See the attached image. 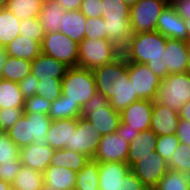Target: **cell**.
<instances>
[{
  "instance_id": "62",
  "label": "cell",
  "mask_w": 190,
  "mask_h": 190,
  "mask_svg": "<svg viewBox=\"0 0 190 190\" xmlns=\"http://www.w3.org/2000/svg\"><path fill=\"white\" fill-rule=\"evenodd\" d=\"M41 190H57V189H54L53 187L44 184Z\"/></svg>"
},
{
  "instance_id": "33",
  "label": "cell",
  "mask_w": 190,
  "mask_h": 190,
  "mask_svg": "<svg viewBox=\"0 0 190 190\" xmlns=\"http://www.w3.org/2000/svg\"><path fill=\"white\" fill-rule=\"evenodd\" d=\"M51 120L79 118L81 117V106L74 103L63 94L54 100L48 113Z\"/></svg>"
},
{
  "instance_id": "49",
  "label": "cell",
  "mask_w": 190,
  "mask_h": 190,
  "mask_svg": "<svg viewBox=\"0 0 190 190\" xmlns=\"http://www.w3.org/2000/svg\"><path fill=\"white\" fill-rule=\"evenodd\" d=\"M38 83H39V79L35 77L32 73L27 75L24 79H22L18 83L24 99H27L36 95Z\"/></svg>"
},
{
  "instance_id": "59",
  "label": "cell",
  "mask_w": 190,
  "mask_h": 190,
  "mask_svg": "<svg viewBox=\"0 0 190 190\" xmlns=\"http://www.w3.org/2000/svg\"><path fill=\"white\" fill-rule=\"evenodd\" d=\"M188 62H187V72L190 74V45H188Z\"/></svg>"
},
{
  "instance_id": "10",
  "label": "cell",
  "mask_w": 190,
  "mask_h": 190,
  "mask_svg": "<svg viewBox=\"0 0 190 190\" xmlns=\"http://www.w3.org/2000/svg\"><path fill=\"white\" fill-rule=\"evenodd\" d=\"M126 69L127 61L122 54L112 63L93 69L97 92L110 100L118 92L119 76Z\"/></svg>"
},
{
  "instance_id": "47",
  "label": "cell",
  "mask_w": 190,
  "mask_h": 190,
  "mask_svg": "<svg viewBox=\"0 0 190 190\" xmlns=\"http://www.w3.org/2000/svg\"><path fill=\"white\" fill-rule=\"evenodd\" d=\"M23 114V108L0 109V131L7 132Z\"/></svg>"
},
{
  "instance_id": "56",
  "label": "cell",
  "mask_w": 190,
  "mask_h": 190,
  "mask_svg": "<svg viewBox=\"0 0 190 190\" xmlns=\"http://www.w3.org/2000/svg\"><path fill=\"white\" fill-rule=\"evenodd\" d=\"M8 54L6 53L5 48L0 47V76H1V71L2 68L5 64V61L7 59Z\"/></svg>"
},
{
  "instance_id": "15",
  "label": "cell",
  "mask_w": 190,
  "mask_h": 190,
  "mask_svg": "<svg viewBox=\"0 0 190 190\" xmlns=\"http://www.w3.org/2000/svg\"><path fill=\"white\" fill-rule=\"evenodd\" d=\"M156 31L166 38L187 40V29L184 19L177 14L171 3L160 14L156 24Z\"/></svg>"
},
{
  "instance_id": "6",
  "label": "cell",
  "mask_w": 190,
  "mask_h": 190,
  "mask_svg": "<svg viewBox=\"0 0 190 190\" xmlns=\"http://www.w3.org/2000/svg\"><path fill=\"white\" fill-rule=\"evenodd\" d=\"M154 101L179 113L183 105L190 101V74L185 72L166 76L161 81Z\"/></svg>"
},
{
  "instance_id": "48",
  "label": "cell",
  "mask_w": 190,
  "mask_h": 190,
  "mask_svg": "<svg viewBox=\"0 0 190 190\" xmlns=\"http://www.w3.org/2000/svg\"><path fill=\"white\" fill-rule=\"evenodd\" d=\"M79 10L87 18L102 17V0H83Z\"/></svg>"
},
{
  "instance_id": "37",
  "label": "cell",
  "mask_w": 190,
  "mask_h": 190,
  "mask_svg": "<svg viewBox=\"0 0 190 190\" xmlns=\"http://www.w3.org/2000/svg\"><path fill=\"white\" fill-rule=\"evenodd\" d=\"M6 133L19 148L33 143V137H31V120L24 114Z\"/></svg>"
},
{
  "instance_id": "63",
  "label": "cell",
  "mask_w": 190,
  "mask_h": 190,
  "mask_svg": "<svg viewBox=\"0 0 190 190\" xmlns=\"http://www.w3.org/2000/svg\"><path fill=\"white\" fill-rule=\"evenodd\" d=\"M144 190H156L155 188H145Z\"/></svg>"
},
{
  "instance_id": "51",
  "label": "cell",
  "mask_w": 190,
  "mask_h": 190,
  "mask_svg": "<svg viewBox=\"0 0 190 190\" xmlns=\"http://www.w3.org/2000/svg\"><path fill=\"white\" fill-rule=\"evenodd\" d=\"M176 135L180 143L190 146V121L180 119Z\"/></svg>"
},
{
  "instance_id": "39",
  "label": "cell",
  "mask_w": 190,
  "mask_h": 190,
  "mask_svg": "<svg viewBox=\"0 0 190 190\" xmlns=\"http://www.w3.org/2000/svg\"><path fill=\"white\" fill-rule=\"evenodd\" d=\"M104 20L130 19V6L122 0H102Z\"/></svg>"
},
{
  "instance_id": "11",
  "label": "cell",
  "mask_w": 190,
  "mask_h": 190,
  "mask_svg": "<svg viewBox=\"0 0 190 190\" xmlns=\"http://www.w3.org/2000/svg\"><path fill=\"white\" fill-rule=\"evenodd\" d=\"M100 138L99 130H96L86 118L79 117L77 127L70 138V145H65V148L83 153L93 159L98 149Z\"/></svg>"
},
{
  "instance_id": "31",
  "label": "cell",
  "mask_w": 190,
  "mask_h": 190,
  "mask_svg": "<svg viewBox=\"0 0 190 190\" xmlns=\"http://www.w3.org/2000/svg\"><path fill=\"white\" fill-rule=\"evenodd\" d=\"M24 100L17 82L1 79L0 109L23 108Z\"/></svg>"
},
{
  "instance_id": "21",
  "label": "cell",
  "mask_w": 190,
  "mask_h": 190,
  "mask_svg": "<svg viewBox=\"0 0 190 190\" xmlns=\"http://www.w3.org/2000/svg\"><path fill=\"white\" fill-rule=\"evenodd\" d=\"M158 136L151 130L139 132L134 140L129 143L127 164L131 167L136 161L151 155L155 151Z\"/></svg>"
},
{
  "instance_id": "25",
  "label": "cell",
  "mask_w": 190,
  "mask_h": 190,
  "mask_svg": "<svg viewBox=\"0 0 190 190\" xmlns=\"http://www.w3.org/2000/svg\"><path fill=\"white\" fill-rule=\"evenodd\" d=\"M87 17L80 10L66 11L62 15L60 32L80 43L84 39Z\"/></svg>"
},
{
  "instance_id": "18",
  "label": "cell",
  "mask_w": 190,
  "mask_h": 190,
  "mask_svg": "<svg viewBox=\"0 0 190 190\" xmlns=\"http://www.w3.org/2000/svg\"><path fill=\"white\" fill-rule=\"evenodd\" d=\"M188 44L186 41L167 38L166 48L163 52L169 74L187 72Z\"/></svg>"
},
{
  "instance_id": "5",
  "label": "cell",
  "mask_w": 190,
  "mask_h": 190,
  "mask_svg": "<svg viewBox=\"0 0 190 190\" xmlns=\"http://www.w3.org/2000/svg\"><path fill=\"white\" fill-rule=\"evenodd\" d=\"M62 94L81 107L97 92L92 70L70 67L62 79Z\"/></svg>"
},
{
  "instance_id": "29",
  "label": "cell",
  "mask_w": 190,
  "mask_h": 190,
  "mask_svg": "<svg viewBox=\"0 0 190 190\" xmlns=\"http://www.w3.org/2000/svg\"><path fill=\"white\" fill-rule=\"evenodd\" d=\"M44 185L43 173L22 165L11 183L12 190H41Z\"/></svg>"
},
{
  "instance_id": "12",
  "label": "cell",
  "mask_w": 190,
  "mask_h": 190,
  "mask_svg": "<svg viewBox=\"0 0 190 190\" xmlns=\"http://www.w3.org/2000/svg\"><path fill=\"white\" fill-rule=\"evenodd\" d=\"M130 170L147 188H155L169 168L168 162L156 151H152L151 155L141 157L136 161Z\"/></svg>"
},
{
  "instance_id": "50",
  "label": "cell",
  "mask_w": 190,
  "mask_h": 190,
  "mask_svg": "<svg viewBox=\"0 0 190 190\" xmlns=\"http://www.w3.org/2000/svg\"><path fill=\"white\" fill-rule=\"evenodd\" d=\"M21 167L22 163L20 161L0 164V179L11 184Z\"/></svg>"
},
{
  "instance_id": "7",
  "label": "cell",
  "mask_w": 190,
  "mask_h": 190,
  "mask_svg": "<svg viewBox=\"0 0 190 190\" xmlns=\"http://www.w3.org/2000/svg\"><path fill=\"white\" fill-rule=\"evenodd\" d=\"M170 0H138L130 7L133 33L156 31L158 18Z\"/></svg>"
},
{
  "instance_id": "61",
  "label": "cell",
  "mask_w": 190,
  "mask_h": 190,
  "mask_svg": "<svg viewBox=\"0 0 190 190\" xmlns=\"http://www.w3.org/2000/svg\"><path fill=\"white\" fill-rule=\"evenodd\" d=\"M6 2H7V0H0V10L6 8Z\"/></svg>"
},
{
  "instance_id": "42",
  "label": "cell",
  "mask_w": 190,
  "mask_h": 190,
  "mask_svg": "<svg viewBox=\"0 0 190 190\" xmlns=\"http://www.w3.org/2000/svg\"><path fill=\"white\" fill-rule=\"evenodd\" d=\"M20 148L9 138L6 132H0V164L19 160Z\"/></svg>"
},
{
  "instance_id": "19",
  "label": "cell",
  "mask_w": 190,
  "mask_h": 190,
  "mask_svg": "<svg viewBox=\"0 0 190 190\" xmlns=\"http://www.w3.org/2000/svg\"><path fill=\"white\" fill-rule=\"evenodd\" d=\"M78 118L53 120L47 131V144L55 149H64L70 145V138L77 127Z\"/></svg>"
},
{
  "instance_id": "4",
  "label": "cell",
  "mask_w": 190,
  "mask_h": 190,
  "mask_svg": "<svg viewBox=\"0 0 190 190\" xmlns=\"http://www.w3.org/2000/svg\"><path fill=\"white\" fill-rule=\"evenodd\" d=\"M121 54L108 39H83L78 47L77 67L93 70L112 63Z\"/></svg>"
},
{
  "instance_id": "14",
  "label": "cell",
  "mask_w": 190,
  "mask_h": 190,
  "mask_svg": "<svg viewBox=\"0 0 190 190\" xmlns=\"http://www.w3.org/2000/svg\"><path fill=\"white\" fill-rule=\"evenodd\" d=\"M152 111L153 101L139 99L120 112V120L132 130L142 132L150 129Z\"/></svg>"
},
{
  "instance_id": "46",
  "label": "cell",
  "mask_w": 190,
  "mask_h": 190,
  "mask_svg": "<svg viewBox=\"0 0 190 190\" xmlns=\"http://www.w3.org/2000/svg\"><path fill=\"white\" fill-rule=\"evenodd\" d=\"M52 102L46 98L34 95L24 100L23 112L24 113H43L48 114Z\"/></svg>"
},
{
  "instance_id": "24",
  "label": "cell",
  "mask_w": 190,
  "mask_h": 190,
  "mask_svg": "<svg viewBox=\"0 0 190 190\" xmlns=\"http://www.w3.org/2000/svg\"><path fill=\"white\" fill-rule=\"evenodd\" d=\"M139 99L134 92L132 80L129 78L127 62V69L119 76L118 92L109 100V104L115 111L121 112Z\"/></svg>"
},
{
  "instance_id": "54",
  "label": "cell",
  "mask_w": 190,
  "mask_h": 190,
  "mask_svg": "<svg viewBox=\"0 0 190 190\" xmlns=\"http://www.w3.org/2000/svg\"><path fill=\"white\" fill-rule=\"evenodd\" d=\"M61 4L65 11L79 10L83 0H55Z\"/></svg>"
},
{
  "instance_id": "26",
  "label": "cell",
  "mask_w": 190,
  "mask_h": 190,
  "mask_svg": "<svg viewBox=\"0 0 190 190\" xmlns=\"http://www.w3.org/2000/svg\"><path fill=\"white\" fill-rule=\"evenodd\" d=\"M8 56L32 61L41 53V43L19 35L5 47Z\"/></svg>"
},
{
  "instance_id": "3",
  "label": "cell",
  "mask_w": 190,
  "mask_h": 190,
  "mask_svg": "<svg viewBox=\"0 0 190 190\" xmlns=\"http://www.w3.org/2000/svg\"><path fill=\"white\" fill-rule=\"evenodd\" d=\"M99 190H144L147 188L125 162H99Z\"/></svg>"
},
{
  "instance_id": "58",
  "label": "cell",
  "mask_w": 190,
  "mask_h": 190,
  "mask_svg": "<svg viewBox=\"0 0 190 190\" xmlns=\"http://www.w3.org/2000/svg\"><path fill=\"white\" fill-rule=\"evenodd\" d=\"M0 190H12L11 184L0 179Z\"/></svg>"
},
{
  "instance_id": "55",
  "label": "cell",
  "mask_w": 190,
  "mask_h": 190,
  "mask_svg": "<svg viewBox=\"0 0 190 190\" xmlns=\"http://www.w3.org/2000/svg\"><path fill=\"white\" fill-rule=\"evenodd\" d=\"M180 119L190 121V101L183 105L179 111Z\"/></svg>"
},
{
  "instance_id": "52",
  "label": "cell",
  "mask_w": 190,
  "mask_h": 190,
  "mask_svg": "<svg viewBox=\"0 0 190 190\" xmlns=\"http://www.w3.org/2000/svg\"><path fill=\"white\" fill-rule=\"evenodd\" d=\"M170 3L180 17L190 18V0H170Z\"/></svg>"
},
{
  "instance_id": "35",
  "label": "cell",
  "mask_w": 190,
  "mask_h": 190,
  "mask_svg": "<svg viewBox=\"0 0 190 190\" xmlns=\"http://www.w3.org/2000/svg\"><path fill=\"white\" fill-rule=\"evenodd\" d=\"M42 7L39 0H7L6 8L19 20L37 18Z\"/></svg>"
},
{
  "instance_id": "40",
  "label": "cell",
  "mask_w": 190,
  "mask_h": 190,
  "mask_svg": "<svg viewBox=\"0 0 190 190\" xmlns=\"http://www.w3.org/2000/svg\"><path fill=\"white\" fill-rule=\"evenodd\" d=\"M168 168L190 176L189 145L180 143L171 156V159L168 161Z\"/></svg>"
},
{
  "instance_id": "22",
  "label": "cell",
  "mask_w": 190,
  "mask_h": 190,
  "mask_svg": "<svg viewBox=\"0 0 190 190\" xmlns=\"http://www.w3.org/2000/svg\"><path fill=\"white\" fill-rule=\"evenodd\" d=\"M77 172L62 166L49 165L43 172L44 184L57 190L75 188Z\"/></svg>"
},
{
  "instance_id": "64",
  "label": "cell",
  "mask_w": 190,
  "mask_h": 190,
  "mask_svg": "<svg viewBox=\"0 0 190 190\" xmlns=\"http://www.w3.org/2000/svg\"><path fill=\"white\" fill-rule=\"evenodd\" d=\"M66 190H77L76 188H69V189H66Z\"/></svg>"
},
{
  "instance_id": "38",
  "label": "cell",
  "mask_w": 190,
  "mask_h": 190,
  "mask_svg": "<svg viewBox=\"0 0 190 190\" xmlns=\"http://www.w3.org/2000/svg\"><path fill=\"white\" fill-rule=\"evenodd\" d=\"M156 190H190V176L169 169L160 179Z\"/></svg>"
},
{
  "instance_id": "57",
  "label": "cell",
  "mask_w": 190,
  "mask_h": 190,
  "mask_svg": "<svg viewBox=\"0 0 190 190\" xmlns=\"http://www.w3.org/2000/svg\"><path fill=\"white\" fill-rule=\"evenodd\" d=\"M187 29V40L186 43L190 45V18L184 20Z\"/></svg>"
},
{
  "instance_id": "1",
  "label": "cell",
  "mask_w": 190,
  "mask_h": 190,
  "mask_svg": "<svg viewBox=\"0 0 190 190\" xmlns=\"http://www.w3.org/2000/svg\"><path fill=\"white\" fill-rule=\"evenodd\" d=\"M167 38L158 31L133 33L121 51L127 62L145 63L155 75L164 79L169 75L163 52Z\"/></svg>"
},
{
  "instance_id": "13",
  "label": "cell",
  "mask_w": 190,
  "mask_h": 190,
  "mask_svg": "<svg viewBox=\"0 0 190 190\" xmlns=\"http://www.w3.org/2000/svg\"><path fill=\"white\" fill-rule=\"evenodd\" d=\"M129 153V142L123 136L114 133L100 138L98 149L93 161L96 162H125Z\"/></svg>"
},
{
  "instance_id": "44",
  "label": "cell",
  "mask_w": 190,
  "mask_h": 190,
  "mask_svg": "<svg viewBox=\"0 0 190 190\" xmlns=\"http://www.w3.org/2000/svg\"><path fill=\"white\" fill-rule=\"evenodd\" d=\"M179 145L176 134L158 136L155 151L168 162Z\"/></svg>"
},
{
  "instance_id": "28",
  "label": "cell",
  "mask_w": 190,
  "mask_h": 190,
  "mask_svg": "<svg viewBox=\"0 0 190 190\" xmlns=\"http://www.w3.org/2000/svg\"><path fill=\"white\" fill-rule=\"evenodd\" d=\"M90 160L91 158L83 153L64 148L55 150L50 165L62 166L75 172H79Z\"/></svg>"
},
{
  "instance_id": "60",
  "label": "cell",
  "mask_w": 190,
  "mask_h": 190,
  "mask_svg": "<svg viewBox=\"0 0 190 190\" xmlns=\"http://www.w3.org/2000/svg\"><path fill=\"white\" fill-rule=\"evenodd\" d=\"M122 1L131 7V6H133L138 0H122Z\"/></svg>"
},
{
  "instance_id": "20",
  "label": "cell",
  "mask_w": 190,
  "mask_h": 190,
  "mask_svg": "<svg viewBox=\"0 0 190 190\" xmlns=\"http://www.w3.org/2000/svg\"><path fill=\"white\" fill-rule=\"evenodd\" d=\"M68 68L63 62L43 53L31 61V73L40 81L50 78H63Z\"/></svg>"
},
{
  "instance_id": "8",
  "label": "cell",
  "mask_w": 190,
  "mask_h": 190,
  "mask_svg": "<svg viewBox=\"0 0 190 190\" xmlns=\"http://www.w3.org/2000/svg\"><path fill=\"white\" fill-rule=\"evenodd\" d=\"M79 43L60 31L45 33L41 53L53 57L70 67H77Z\"/></svg>"
},
{
  "instance_id": "45",
  "label": "cell",
  "mask_w": 190,
  "mask_h": 190,
  "mask_svg": "<svg viewBox=\"0 0 190 190\" xmlns=\"http://www.w3.org/2000/svg\"><path fill=\"white\" fill-rule=\"evenodd\" d=\"M84 39H106L105 21L102 17L87 18Z\"/></svg>"
},
{
  "instance_id": "41",
  "label": "cell",
  "mask_w": 190,
  "mask_h": 190,
  "mask_svg": "<svg viewBox=\"0 0 190 190\" xmlns=\"http://www.w3.org/2000/svg\"><path fill=\"white\" fill-rule=\"evenodd\" d=\"M62 79L63 78H50L48 80H39L36 95L53 102L62 95Z\"/></svg>"
},
{
  "instance_id": "43",
  "label": "cell",
  "mask_w": 190,
  "mask_h": 190,
  "mask_svg": "<svg viewBox=\"0 0 190 190\" xmlns=\"http://www.w3.org/2000/svg\"><path fill=\"white\" fill-rule=\"evenodd\" d=\"M19 30L20 35L40 43H42L43 37L45 36V32L38 17L21 20Z\"/></svg>"
},
{
  "instance_id": "9",
  "label": "cell",
  "mask_w": 190,
  "mask_h": 190,
  "mask_svg": "<svg viewBox=\"0 0 190 190\" xmlns=\"http://www.w3.org/2000/svg\"><path fill=\"white\" fill-rule=\"evenodd\" d=\"M128 73L136 95L140 99L154 101L162 79L145 63L128 62Z\"/></svg>"
},
{
  "instance_id": "2",
  "label": "cell",
  "mask_w": 190,
  "mask_h": 190,
  "mask_svg": "<svg viewBox=\"0 0 190 190\" xmlns=\"http://www.w3.org/2000/svg\"><path fill=\"white\" fill-rule=\"evenodd\" d=\"M81 117L86 118L101 136L114 133L120 124V112L115 111L109 100L101 93L96 92L81 107Z\"/></svg>"
},
{
  "instance_id": "36",
  "label": "cell",
  "mask_w": 190,
  "mask_h": 190,
  "mask_svg": "<svg viewBox=\"0 0 190 190\" xmlns=\"http://www.w3.org/2000/svg\"><path fill=\"white\" fill-rule=\"evenodd\" d=\"M31 120V137L33 142L39 146L47 145V131L52 122L48 114L43 113H24Z\"/></svg>"
},
{
  "instance_id": "30",
  "label": "cell",
  "mask_w": 190,
  "mask_h": 190,
  "mask_svg": "<svg viewBox=\"0 0 190 190\" xmlns=\"http://www.w3.org/2000/svg\"><path fill=\"white\" fill-rule=\"evenodd\" d=\"M31 73V61L22 58L7 56L1 71V78L19 83Z\"/></svg>"
},
{
  "instance_id": "23",
  "label": "cell",
  "mask_w": 190,
  "mask_h": 190,
  "mask_svg": "<svg viewBox=\"0 0 190 190\" xmlns=\"http://www.w3.org/2000/svg\"><path fill=\"white\" fill-rule=\"evenodd\" d=\"M65 9L55 0H45L42 3L41 11L38 19L42 24L45 33L60 31L62 15L65 14Z\"/></svg>"
},
{
  "instance_id": "53",
  "label": "cell",
  "mask_w": 190,
  "mask_h": 190,
  "mask_svg": "<svg viewBox=\"0 0 190 190\" xmlns=\"http://www.w3.org/2000/svg\"><path fill=\"white\" fill-rule=\"evenodd\" d=\"M117 135L123 136L126 141L129 143L136 138V136L139 134L138 130H132L129 128V125L124 124L120 121V124L118 125L117 130L115 131Z\"/></svg>"
},
{
  "instance_id": "34",
  "label": "cell",
  "mask_w": 190,
  "mask_h": 190,
  "mask_svg": "<svg viewBox=\"0 0 190 190\" xmlns=\"http://www.w3.org/2000/svg\"><path fill=\"white\" fill-rule=\"evenodd\" d=\"M99 162L92 159L77 172V190H99Z\"/></svg>"
},
{
  "instance_id": "27",
  "label": "cell",
  "mask_w": 190,
  "mask_h": 190,
  "mask_svg": "<svg viewBox=\"0 0 190 190\" xmlns=\"http://www.w3.org/2000/svg\"><path fill=\"white\" fill-rule=\"evenodd\" d=\"M106 39L111 41L121 51L127 46V43L133 35L130 19L104 20Z\"/></svg>"
},
{
  "instance_id": "17",
  "label": "cell",
  "mask_w": 190,
  "mask_h": 190,
  "mask_svg": "<svg viewBox=\"0 0 190 190\" xmlns=\"http://www.w3.org/2000/svg\"><path fill=\"white\" fill-rule=\"evenodd\" d=\"M54 152L55 149L48 144L39 146L33 142L28 146L20 148L19 160L22 165L43 173L50 165Z\"/></svg>"
},
{
  "instance_id": "32",
  "label": "cell",
  "mask_w": 190,
  "mask_h": 190,
  "mask_svg": "<svg viewBox=\"0 0 190 190\" xmlns=\"http://www.w3.org/2000/svg\"><path fill=\"white\" fill-rule=\"evenodd\" d=\"M20 21L7 8L0 10V47L4 48L20 35Z\"/></svg>"
},
{
  "instance_id": "16",
  "label": "cell",
  "mask_w": 190,
  "mask_h": 190,
  "mask_svg": "<svg viewBox=\"0 0 190 190\" xmlns=\"http://www.w3.org/2000/svg\"><path fill=\"white\" fill-rule=\"evenodd\" d=\"M180 122L179 113L166 105L153 101L150 129L157 135H172L177 133Z\"/></svg>"
}]
</instances>
